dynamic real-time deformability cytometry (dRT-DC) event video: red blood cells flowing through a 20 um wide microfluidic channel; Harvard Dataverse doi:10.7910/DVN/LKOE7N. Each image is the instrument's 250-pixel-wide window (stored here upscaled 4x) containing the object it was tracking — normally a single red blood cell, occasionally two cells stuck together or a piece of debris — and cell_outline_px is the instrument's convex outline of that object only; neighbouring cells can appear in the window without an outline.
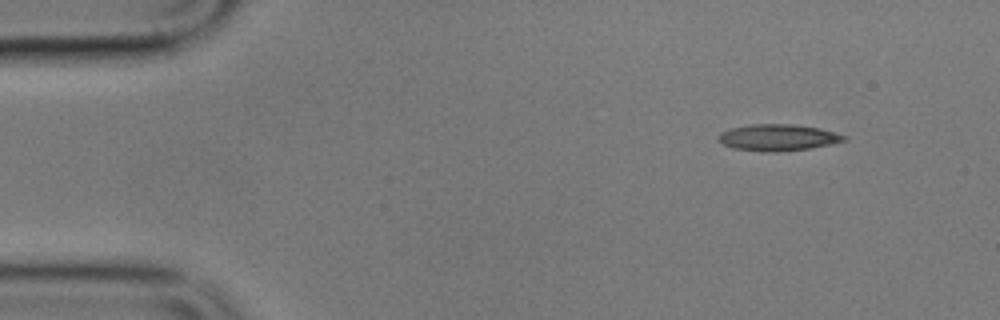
{"species": "common noctule bat (a hibernating species)", "species_latin": "Nyctalus noctula", "temperature_condition": "cold", "stored_images_in_passage": 4, "camera_frame_rate_fps": 3000, "um_per_image_px": 0.085, "animal": {"sex": "male", "body_mass_g": 17.9}, "frame": {"image": 1, "passage_image": 1, "time_ms": 0.0, "image_size_px": [1000, 320], "cell_outline_px": [[848, 140], [832, 144], [808, 148], [776, 152], [764, 152], [732, 148], [716, 140], [720, 132], [732, 128], [748, 124], [792, 124], [820, 128], [848, 136]], "centroid_in_image_um": [66.12, 11.69], "position_along_channel_um": 18.9, "area_um2": 19.54}}
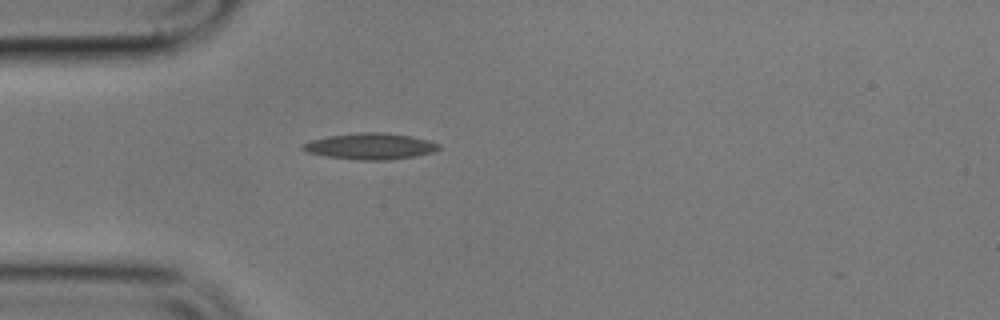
{"frame": {"image": 2, "passage_image": 4, "time_ms": 3.333, "image_size_px": [1000, 320], "cell_outline_px": [[440, 148], [432, 152], [392, 160], [360, 160], [324, 156], [308, 152], [300, 148], [304, 144], [312, 140], [328, 136], [356, 132], [384, 132], [412, 136], [428, 140], [440, 144]], "centroid_in_image_um": [31.48, 12.42], "position_along_channel_um": 53.5, "area_um2": 20.75}}